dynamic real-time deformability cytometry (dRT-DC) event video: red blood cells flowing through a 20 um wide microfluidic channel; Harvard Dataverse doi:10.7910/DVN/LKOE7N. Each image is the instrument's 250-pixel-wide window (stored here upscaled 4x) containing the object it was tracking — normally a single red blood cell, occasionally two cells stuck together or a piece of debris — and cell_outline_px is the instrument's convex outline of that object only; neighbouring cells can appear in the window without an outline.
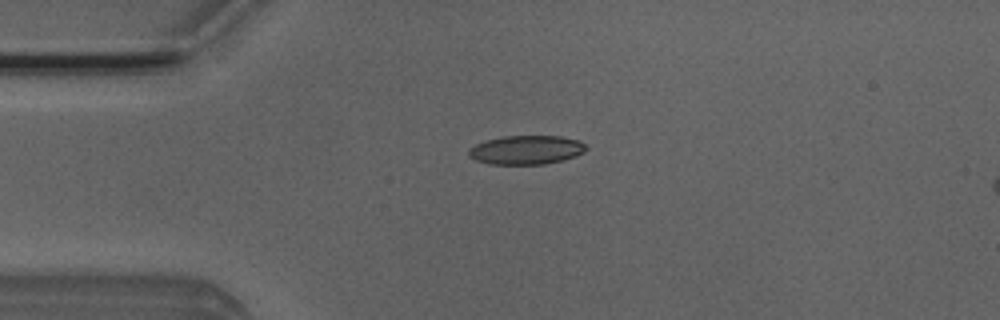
{"species": "Egyptian fruit bat (a non-hibernating species)", "species_latin": "Rousettus aegyptiacus", "temperature_condition": "room temperature", "stored_images_in_passage": 36, "camera_frame_rate_fps": 3000, "um_per_image_px": 0.085, "animal": {"sex": "male"}, "frame": {"image": 1, "passage_image": 4, "time_ms": 1.0, "image_size_px": [1000, 320], "cell_outline_px": [[588, 148], [584, 152], [576, 156], [544, 164], [492, 164], [476, 160], [468, 156], [468, 148], [476, 144], [488, 140], [504, 136], [560, 136], [580, 140]], "centroid_in_image_um": [44.74, 12.74], "position_along_channel_um": 40.3, "area_um2": 19.71}}
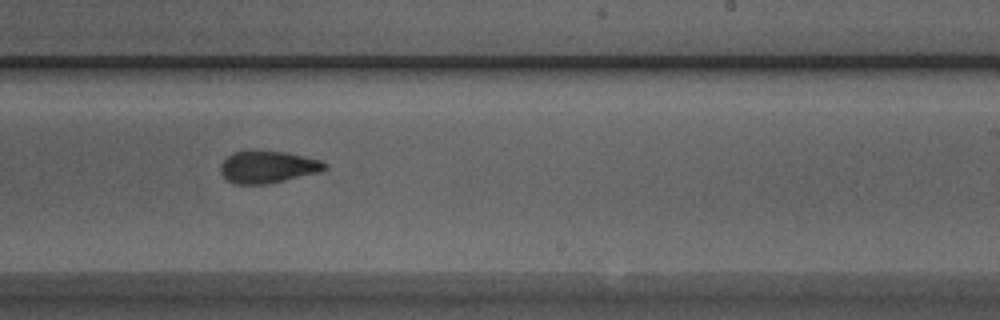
{"frame": {"image": 2, "passage_image": 23, "time_ms": 7.333, "image_size_px": [1000, 320], "cell_outline_px": [[328, 168], [320, 172], [284, 180], [264, 184], [236, 184], [228, 180], [220, 172], [220, 164], [232, 152], [252, 148], [288, 152], [320, 160], [328, 164]], "centroid_in_image_um": [22.75, 14.14], "position_along_channel_um": 266.2, "area_um2": 20.0}}
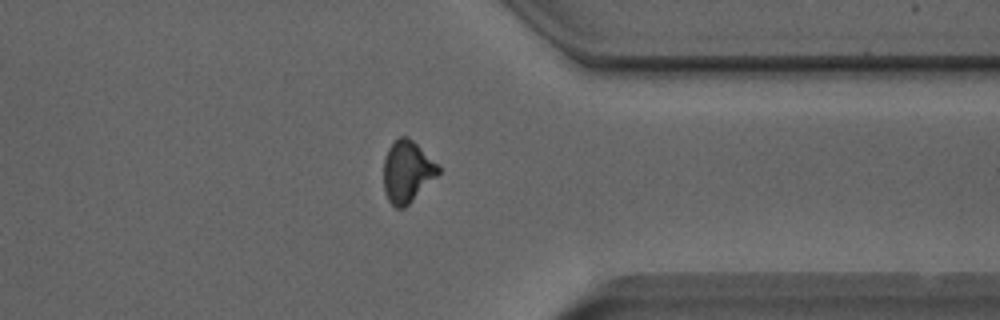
{"frame": {"image": 3, "passage_image": 32, "time_ms": 10.333, "image_size_px": [1000, 320], "cell_outline_px": [[440, 172], [404, 208], [396, 208], [388, 200], [384, 192], [384, 156], [388, 148], [400, 136], [408, 136], [440, 168]], "centroid_in_image_um": [34.57, 14.59], "position_along_channel_um": 376.8, "area_um2": 19.19}, "authors_computed_cell_mechanics": {"area_um2": 19.9121, "velocity_mm_per_s": 3.9415, "shape_relaxation_time_tau1_ms": 5.7629, "shape_relaxation_time_tau2_ms": 2.0525, "deformation_change_tau1": 0.157, "deformation_change_tau2": 0.0729}}